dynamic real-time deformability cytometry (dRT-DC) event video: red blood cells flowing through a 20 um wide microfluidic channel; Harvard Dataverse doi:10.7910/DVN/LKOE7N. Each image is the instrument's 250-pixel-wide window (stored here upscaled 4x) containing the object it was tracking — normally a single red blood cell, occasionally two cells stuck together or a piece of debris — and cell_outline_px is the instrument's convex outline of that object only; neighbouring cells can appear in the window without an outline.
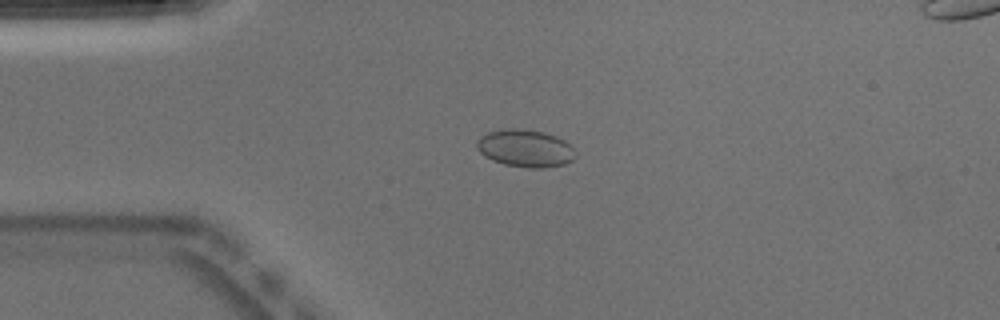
{"species": "Egyptian fruit bat (a non-hibernating species)", "species_latin": "Rousettus aegyptiacus", "temperature_condition": "warm", "stored_images_in_passage": 52, "segment_of_instrument_passage": [1, 2], "camera_frame_rate_fps": 3000, "um_per_image_px": 0.085, "animal": {"sex": "male"}, "frame": {"image": 1, "passage_image": 12, "time_ms": 3.667, "image_size_px": [1000, 320], "cell_outline_px": [[576, 156], [572, 160], [564, 164], [540, 168], [528, 168], [504, 164], [492, 160], [484, 156], [476, 148], [476, 140], [480, 136], [488, 132], [508, 128], [520, 128], [544, 132], [556, 136], [564, 140], [572, 148]], "centroid_in_image_um": [44.61, 12.6], "position_along_channel_um": 40.4, "area_um2": 21.56}}
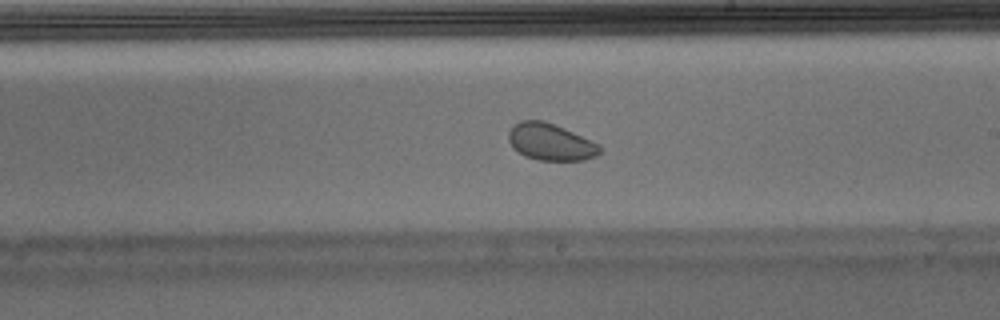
{"frame": {"image": 2, "passage_image": 29, "time_ms": 9.333, "image_size_px": [1000, 320], "cell_outline_px": [[604, 148], [596, 156], [584, 160], [536, 160], [524, 156], [512, 148], [508, 140], [508, 132], [520, 120], [544, 120], [564, 128], [600, 144]], "centroid_in_image_um": [46.8, 12.07], "position_along_channel_um": 242.2, "area_um2": 19.77}}
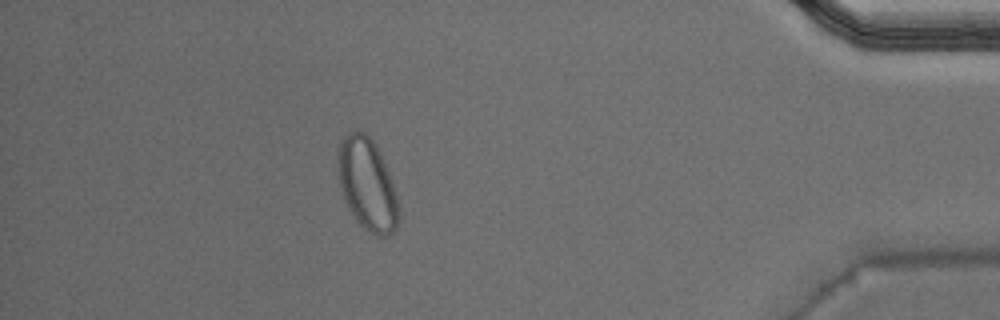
{"frame": {"image": 3, "passage_image": 45, "time_ms": 14.667, "image_size_px": [1000, 320], "cell_outline_px": [[396, 228], [388, 236], [380, 236], [364, 228], [356, 220], [344, 196], [336, 172], [336, 156], [340, 144], [344, 136], [348, 132], [364, 132], [372, 140], [384, 164], [392, 184], [396, 196]], "centroid_in_image_um": [31.15, 15.63], "position_along_channel_um": 404.1, "area_um2": 31.39}}